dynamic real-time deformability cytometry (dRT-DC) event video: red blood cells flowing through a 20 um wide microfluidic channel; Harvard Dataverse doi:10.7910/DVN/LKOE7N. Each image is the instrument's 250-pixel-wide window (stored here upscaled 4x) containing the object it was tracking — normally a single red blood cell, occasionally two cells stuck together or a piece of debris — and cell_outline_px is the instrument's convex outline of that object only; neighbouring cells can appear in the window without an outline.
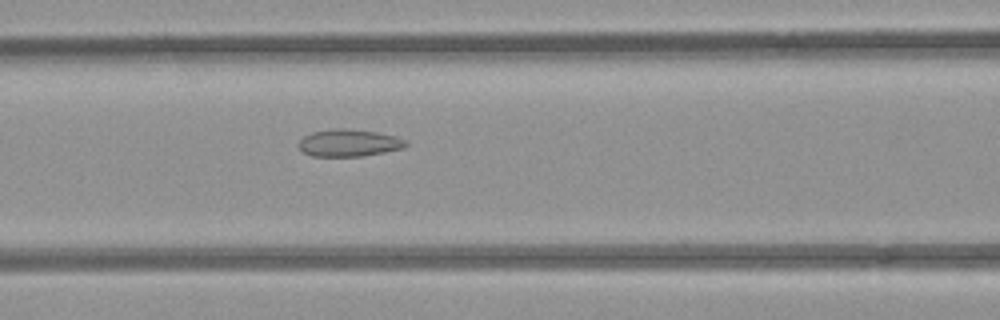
{"species": "common noctule bat (a hibernating species)", "species_latin": "Nyctalus noctula", "temperature_condition": "room temperature", "stored_images_in_passage": 39, "camera_frame_rate_fps": 3000, "um_per_image_px": 0.085, "animal": {"sex": "female", "body_mass_g": 21.9}, "frame": {"image": 1, "passage_image": 16, "time_ms": 5.0, "image_size_px": [1000, 320], "cell_outline_px": [[408, 144], [404, 148], [384, 152], [360, 156], [312, 156], [304, 152], [296, 144], [304, 136], [312, 132], [336, 128], [344, 128], [376, 132], [396, 136], [404, 140]], "centroid_in_image_um": [29.64, 12.14], "position_along_channel_um": 137.0, "area_um2": 16.88}}
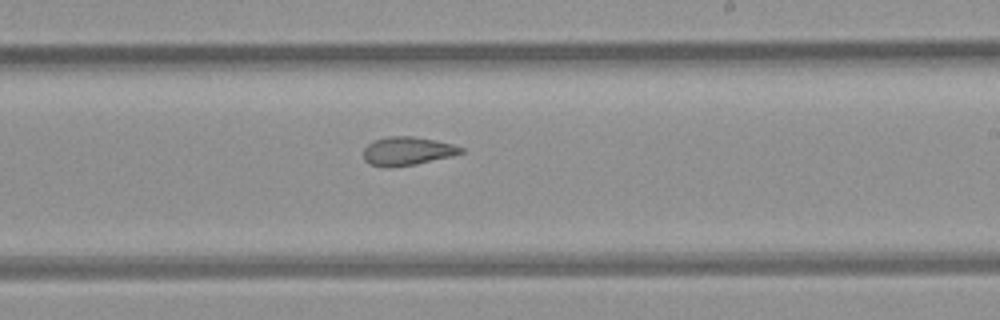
{"frame": {"image": 2, "passage_image": 25, "time_ms": 8.0, "image_size_px": [1000, 320], "cell_outline_px": [[464, 152], [452, 156], [416, 164], [368, 164], [364, 160], [364, 148], [372, 140], [388, 136], [412, 136], [436, 140], [452, 144], [464, 148]], "centroid_in_image_um": [34.66, 12.79], "position_along_channel_um": 254.3, "area_um2": 15.66}}
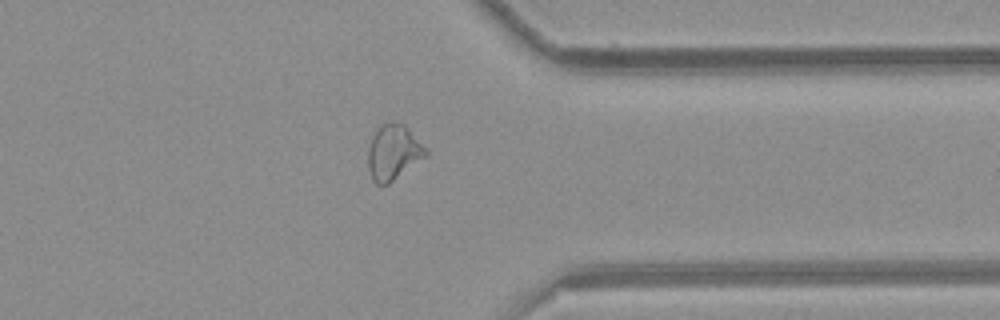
{"frame": {"image": 3, "passage_image": 35, "time_ms": 11.333, "image_size_px": [1000, 320], "cell_outline_px": [[428, 156], [388, 184], [376, 184], [372, 180], [368, 168], [368, 148], [372, 136], [376, 128], [388, 120], [392, 120], [404, 124], [428, 148]], "centroid_in_image_um": [33.46, 12.92], "position_along_channel_um": 377.9, "area_um2": 19.07}}